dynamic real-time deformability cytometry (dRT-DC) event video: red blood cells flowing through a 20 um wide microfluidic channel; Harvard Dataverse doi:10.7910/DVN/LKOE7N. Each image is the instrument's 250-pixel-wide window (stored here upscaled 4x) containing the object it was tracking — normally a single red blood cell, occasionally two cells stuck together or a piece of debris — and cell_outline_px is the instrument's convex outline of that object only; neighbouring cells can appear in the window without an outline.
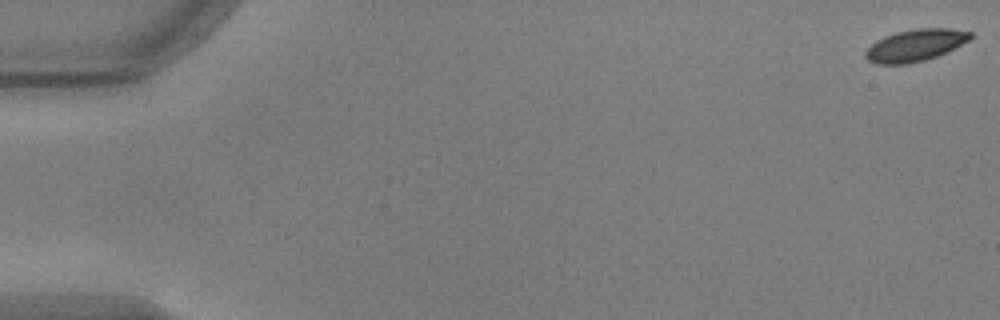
{"species": "common noctule bat (a hibernating species)", "species_latin": "Nyctalus noctula", "temperature_condition": "warm", "stored_images_in_passage": 56, "camera_frame_rate_fps": 3000, "um_per_image_px": 0.085, "animal": {"sex": "male", "body_mass_g": 17.9, "forearm_length_mm": 54.2}, "frame": {"image": 1, "passage_image": 1, "time_ms": 0.0, "image_size_px": [1000, 320], "cell_outline_px": [[972, 36], [968, 40], [936, 56], [924, 60], [908, 64], [876, 64], [868, 60], [864, 56], [864, 52], [876, 40], [884, 36], [896, 32], [916, 28], [948, 28], [972, 32]], "centroid_in_image_um": [77.74, 3.84], "position_along_channel_um": 7.3, "area_um2": 19.31}}
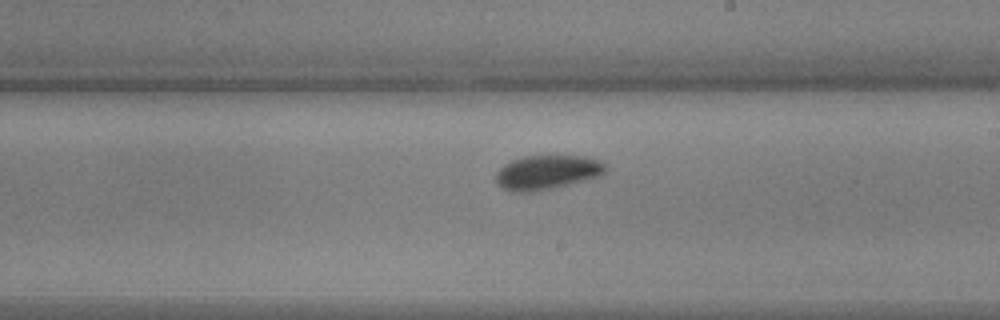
{"frame": {"image": 2, "passage_image": 33, "time_ms": 10.667, "image_size_px": [1000, 320], "cell_outline_px": [[608, 168], [600, 176], [556, 188], [536, 192], [512, 192], [496, 184], [496, 172], [504, 164], [512, 160], [524, 156], [588, 156], [600, 160]], "centroid_in_image_um": [46.51, 14.66], "position_along_channel_um": 242.5, "area_um2": 22.2}}
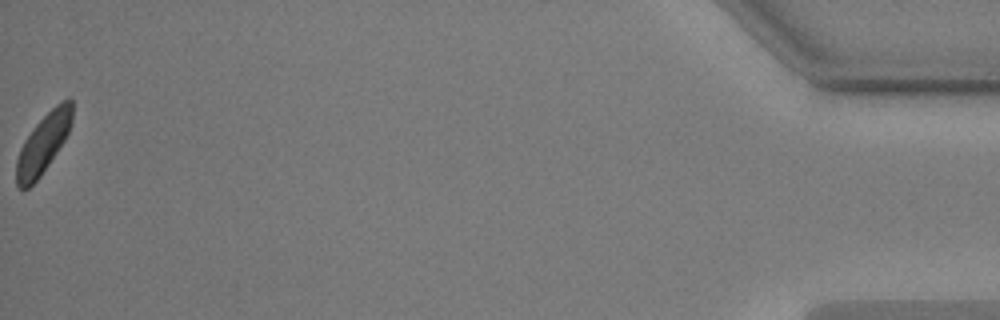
{"frame": {"image": 3, "passage_image": 56, "time_ms": 18.333, "image_size_px": [1000, 320], "cell_outline_px": [[72, 120], [68, 132], [64, 140], [40, 176], [28, 188], [20, 188], [16, 184], [16, 160], [20, 148], [24, 140], [32, 128], [56, 104], [68, 96], [72, 100]], "centroid_in_image_um": [3.66, 12.17], "position_along_channel_um": 431.5, "area_um2": 19.02}, "authors_computed_cell_mechanics": {"area_um2": 20.7213, "velocity_mm_per_s": 3.6822, "shape_relaxation_time_tau1_ms": 5.2999, "shape_relaxation_time_tau2_ms": null, "deformation_change_tau1": 0.1359, "deformation_change_tau2": null}}